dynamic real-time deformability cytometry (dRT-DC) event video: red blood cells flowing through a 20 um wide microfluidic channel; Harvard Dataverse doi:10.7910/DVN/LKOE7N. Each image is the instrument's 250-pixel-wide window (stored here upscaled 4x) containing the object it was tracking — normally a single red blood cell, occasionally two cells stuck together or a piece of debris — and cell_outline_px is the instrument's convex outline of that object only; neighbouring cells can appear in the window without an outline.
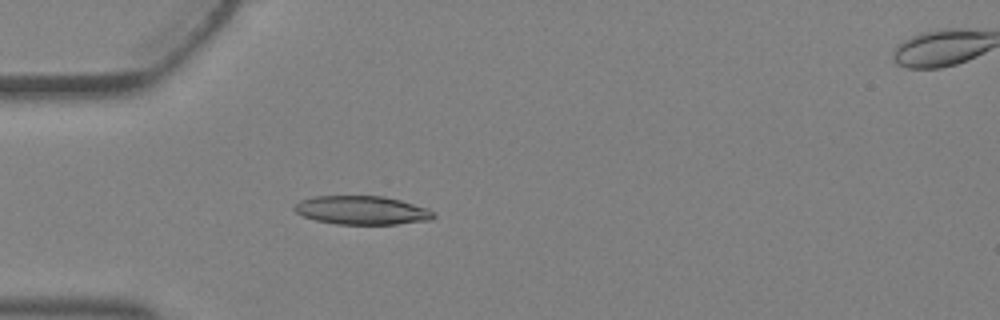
{"species": "Egyptian fruit bat (a non-hibernating species)", "species_latin": "Rousettus aegyptiacus", "temperature_condition": "warm", "stored_images_in_passage": 4, "camera_frame_rate_fps": 3000, "um_per_image_px": 0.085, "animal": {"sex": "female"}, "frame": {"image": 1, "passage_image": 3, "time_ms": 0.667, "image_size_px": [1000, 320], "cell_outline_px": [[436, 216], [432, 220], [396, 224], [336, 224], [316, 220], [304, 216], [296, 212], [292, 208], [300, 200], [312, 196], [384, 196], [400, 200], [428, 208], [436, 212]], "centroid_in_image_um": [30.79, 17.87], "position_along_channel_um": 54.2, "area_um2": 23.35}}